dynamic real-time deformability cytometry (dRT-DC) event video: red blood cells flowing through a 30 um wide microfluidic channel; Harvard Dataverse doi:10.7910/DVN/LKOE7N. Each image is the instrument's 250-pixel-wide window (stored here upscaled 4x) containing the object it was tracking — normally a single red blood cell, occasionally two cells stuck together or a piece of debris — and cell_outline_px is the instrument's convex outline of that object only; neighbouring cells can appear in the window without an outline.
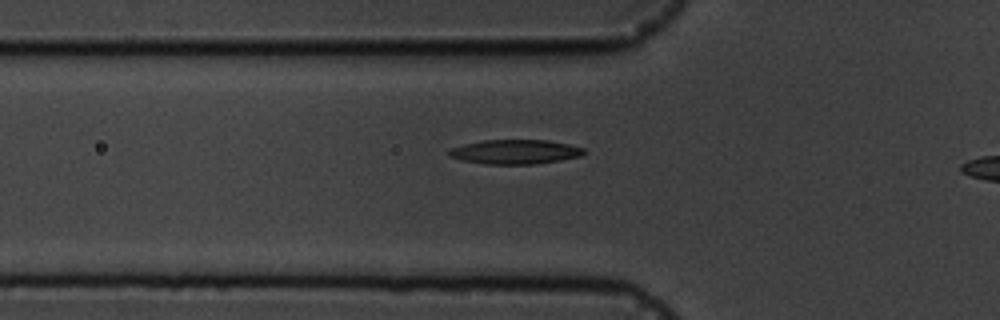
{"species": "common noctule bat (a hibernating species)", "species_latin": "Nyctalus noctula", "temperature_condition": "cold", "stored_images_in_passage": 5, "camera_frame_rate_fps": 3000, "um_per_image_px": 0.085, "animal": {"sex": "male", "body_mass_g": 19.5, "forearm_length_mm": 54.6}, "frame": {"image": 1, "passage_image": 5, "time_ms": 6.333, "image_size_px": [1000, 320], "cell_outline_px": [[584, 152], [580, 156], [560, 160], [536, 164], [488, 164], [460, 160], [448, 156], [448, 148], [464, 144], [484, 140], [548, 140], [568, 144], [584, 148]], "centroid_in_image_um": [43.74, 12.9], "position_along_channel_um": 82.1, "area_um2": 19.19}}